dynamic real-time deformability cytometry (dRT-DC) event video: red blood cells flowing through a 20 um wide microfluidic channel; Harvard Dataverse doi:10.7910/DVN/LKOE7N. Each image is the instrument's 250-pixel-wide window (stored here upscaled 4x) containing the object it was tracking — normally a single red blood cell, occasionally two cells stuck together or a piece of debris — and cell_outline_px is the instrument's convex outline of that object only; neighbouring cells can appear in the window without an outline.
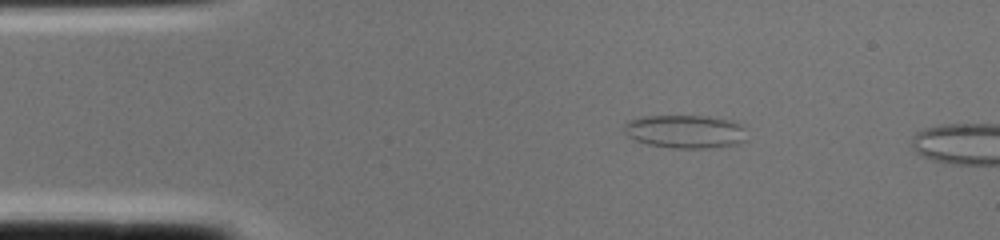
{"species": "common noctule bat (a hibernating species)", "species_latin": "Nyctalus noctula", "temperature_condition": "cold", "stored_images_in_passage": 2, "camera_frame_rate_fps": 3000, "um_per_image_px": 0.085, "animal": {"sex": "female", "body_mass_g": 22.0, "forearm_length_mm": 56.7}, "frame": {"image": 1, "passage_image": 1, "time_ms": 0.0, "image_size_px": [1000, 240], "cell_outline_px": [[744, 140], [736, 144], [708, 148], [672, 148], [648, 144], [636, 140], [628, 136], [624, 132], [624, 124], [628, 120], [640, 116], [708, 116], [732, 120], [740, 124], [744, 128]], "centroid_in_image_um": [58.21, 11.17], "position_along_channel_um": 26.8, "area_um2": 23.81}}